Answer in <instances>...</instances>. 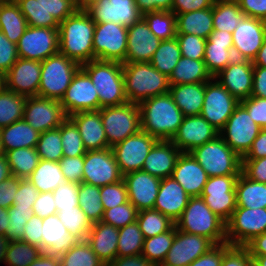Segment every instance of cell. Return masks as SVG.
<instances>
[{
    "label": "cell",
    "mask_w": 266,
    "mask_h": 266,
    "mask_svg": "<svg viewBox=\"0 0 266 266\" xmlns=\"http://www.w3.org/2000/svg\"><path fill=\"white\" fill-rule=\"evenodd\" d=\"M138 106L141 130L158 140H172L184 118L172 95L168 92L150 97Z\"/></svg>",
    "instance_id": "6da1fadb"
},
{
    "label": "cell",
    "mask_w": 266,
    "mask_h": 266,
    "mask_svg": "<svg viewBox=\"0 0 266 266\" xmlns=\"http://www.w3.org/2000/svg\"><path fill=\"white\" fill-rule=\"evenodd\" d=\"M94 30L88 13L77 10L59 24V52L80 65L94 60Z\"/></svg>",
    "instance_id": "7a4b0ae2"
},
{
    "label": "cell",
    "mask_w": 266,
    "mask_h": 266,
    "mask_svg": "<svg viewBox=\"0 0 266 266\" xmlns=\"http://www.w3.org/2000/svg\"><path fill=\"white\" fill-rule=\"evenodd\" d=\"M99 96V110L128 102L125 94L123 65L116 61L92 60L81 64Z\"/></svg>",
    "instance_id": "3957f363"
},
{
    "label": "cell",
    "mask_w": 266,
    "mask_h": 266,
    "mask_svg": "<svg viewBox=\"0 0 266 266\" xmlns=\"http://www.w3.org/2000/svg\"><path fill=\"white\" fill-rule=\"evenodd\" d=\"M125 94L128 102L142 101L169 92V78L150 62L122 63Z\"/></svg>",
    "instance_id": "277c9868"
},
{
    "label": "cell",
    "mask_w": 266,
    "mask_h": 266,
    "mask_svg": "<svg viewBox=\"0 0 266 266\" xmlns=\"http://www.w3.org/2000/svg\"><path fill=\"white\" fill-rule=\"evenodd\" d=\"M175 226L182 232L205 236L214 244L226 243V222L213 213L201 197L189 198Z\"/></svg>",
    "instance_id": "5b68a950"
},
{
    "label": "cell",
    "mask_w": 266,
    "mask_h": 266,
    "mask_svg": "<svg viewBox=\"0 0 266 266\" xmlns=\"http://www.w3.org/2000/svg\"><path fill=\"white\" fill-rule=\"evenodd\" d=\"M190 153L209 177L239 175L242 172V158L220 135L195 147Z\"/></svg>",
    "instance_id": "8992f818"
},
{
    "label": "cell",
    "mask_w": 266,
    "mask_h": 266,
    "mask_svg": "<svg viewBox=\"0 0 266 266\" xmlns=\"http://www.w3.org/2000/svg\"><path fill=\"white\" fill-rule=\"evenodd\" d=\"M80 67L79 63L60 52L41 61L38 96L60 101Z\"/></svg>",
    "instance_id": "52a82bcc"
},
{
    "label": "cell",
    "mask_w": 266,
    "mask_h": 266,
    "mask_svg": "<svg viewBox=\"0 0 266 266\" xmlns=\"http://www.w3.org/2000/svg\"><path fill=\"white\" fill-rule=\"evenodd\" d=\"M28 26L59 28L60 22L77 11L75 0H14Z\"/></svg>",
    "instance_id": "ba28073f"
},
{
    "label": "cell",
    "mask_w": 266,
    "mask_h": 266,
    "mask_svg": "<svg viewBox=\"0 0 266 266\" xmlns=\"http://www.w3.org/2000/svg\"><path fill=\"white\" fill-rule=\"evenodd\" d=\"M99 111L109 147L141 130L140 110L136 103L102 107Z\"/></svg>",
    "instance_id": "9c48e42d"
},
{
    "label": "cell",
    "mask_w": 266,
    "mask_h": 266,
    "mask_svg": "<svg viewBox=\"0 0 266 266\" xmlns=\"http://www.w3.org/2000/svg\"><path fill=\"white\" fill-rule=\"evenodd\" d=\"M266 232V208L236 207L226 222V243L245 246L255 236Z\"/></svg>",
    "instance_id": "30bf717a"
},
{
    "label": "cell",
    "mask_w": 266,
    "mask_h": 266,
    "mask_svg": "<svg viewBox=\"0 0 266 266\" xmlns=\"http://www.w3.org/2000/svg\"><path fill=\"white\" fill-rule=\"evenodd\" d=\"M261 129L251 119L247 110L239 104L229 117L224 128L219 132V135L234 152L243 158L250 150Z\"/></svg>",
    "instance_id": "8fae6325"
},
{
    "label": "cell",
    "mask_w": 266,
    "mask_h": 266,
    "mask_svg": "<svg viewBox=\"0 0 266 266\" xmlns=\"http://www.w3.org/2000/svg\"><path fill=\"white\" fill-rule=\"evenodd\" d=\"M128 28L114 22L95 23L94 60L123 63L127 51Z\"/></svg>",
    "instance_id": "7c38bea8"
},
{
    "label": "cell",
    "mask_w": 266,
    "mask_h": 266,
    "mask_svg": "<svg viewBox=\"0 0 266 266\" xmlns=\"http://www.w3.org/2000/svg\"><path fill=\"white\" fill-rule=\"evenodd\" d=\"M240 102L213 77L205 82V95L201 116L219 132Z\"/></svg>",
    "instance_id": "4fadbf2b"
},
{
    "label": "cell",
    "mask_w": 266,
    "mask_h": 266,
    "mask_svg": "<svg viewBox=\"0 0 266 266\" xmlns=\"http://www.w3.org/2000/svg\"><path fill=\"white\" fill-rule=\"evenodd\" d=\"M238 176L209 177L200 195L211 211L225 222L237 207L235 184Z\"/></svg>",
    "instance_id": "5bb4252c"
},
{
    "label": "cell",
    "mask_w": 266,
    "mask_h": 266,
    "mask_svg": "<svg viewBox=\"0 0 266 266\" xmlns=\"http://www.w3.org/2000/svg\"><path fill=\"white\" fill-rule=\"evenodd\" d=\"M18 57L44 61L59 52V28L28 26L17 43Z\"/></svg>",
    "instance_id": "9a60e30c"
},
{
    "label": "cell",
    "mask_w": 266,
    "mask_h": 266,
    "mask_svg": "<svg viewBox=\"0 0 266 266\" xmlns=\"http://www.w3.org/2000/svg\"><path fill=\"white\" fill-rule=\"evenodd\" d=\"M157 138L140 130L111 147L121 174L140 171Z\"/></svg>",
    "instance_id": "2e32d148"
},
{
    "label": "cell",
    "mask_w": 266,
    "mask_h": 266,
    "mask_svg": "<svg viewBox=\"0 0 266 266\" xmlns=\"http://www.w3.org/2000/svg\"><path fill=\"white\" fill-rule=\"evenodd\" d=\"M123 179L111 147L87 151L84 155L83 183L103 187Z\"/></svg>",
    "instance_id": "e0dca14e"
},
{
    "label": "cell",
    "mask_w": 266,
    "mask_h": 266,
    "mask_svg": "<svg viewBox=\"0 0 266 266\" xmlns=\"http://www.w3.org/2000/svg\"><path fill=\"white\" fill-rule=\"evenodd\" d=\"M67 118L59 100L40 96L26 99L23 119L40 134L58 128Z\"/></svg>",
    "instance_id": "ac0fdd59"
},
{
    "label": "cell",
    "mask_w": 266,
    "mask_h": 266,
    "mask_svg": "<svg viewBox=\"0 0 266 266\" xmlns=\"http://www.w3.org/2000/svg\"><path fill=\"white\" fill-rule=\"evenodd\" d=\"M69 117L83 111L99 110V96L89 75L80 67L60 100Z\"/></svg>",
    "instance_id": "d6986e66"
},
{
    "label": "cell",
    "mask_w": 266,
    "mask_h": 266,
    "mask_svg": "<svg viewBox=\"0 0 266 266\" xmlns=\"http://www.w3.org/2000/svg\"><path fill=\"white\" fill-rule=\"evenodd\" d=\"M215 244L205 236L176 229L172 246L159 266H189Z\"/></svg>",
    "instance_id": "ffe728a7"
},
{
    "label": "cell",
    "mask_w": 266,
    "mask_h": 266,
    "mask_svg": "<svg viewBox=\"0 0 266 266\" xmlns=\"http://www.w3.org/2000/svg\"><path fill=\"white\" fill-rule=\"evenodd\" d=\"M265 38L266 21L245 16L232 33L236 59L253 61Z\"/></svg>",
    "instance_id": "44dd1931"
},
{
    "label": "cell",
    "mask_w": 266,
    "mask_h": 266,
    "mask_svg": "<svg viewBox=\"0 0 266 266\" xmlns=\"http://www.w3.org/2000/svg\"><path fill=\"white\" fill-rule=\"evenodd\" d=\"M86 12L95 23L114 22L126 28L142 18L135 0H100Z\"/></svg>",
    "instance_id": "7402d4cb"
},
{
    "label": "cell",
    "mask_w": 266,
    "mask_h": 266,
    "mask_svg": "<svg viewBox=\"0 0 266 266\" xmlns=\"http://www.w3.org/2000/svg\"><path fill=\"white\" fill-rule=\"evenodd\" d=\"M253 71L252 61L235 59L215 78L234 98L241 102L251 96Z\"/></svg>",
    "instance_id": "603a6c76"
},
{
    "label": "cell",
    "mask_w": 266,
    "mask_h": 266,
    "mask_svg": "<svg viewBox=\"0 0 266 266\" xmlns=\"http://www.w3.org/2000/svg\"><path fill=\"white\" fill-rule=\"evenodd\" d=\"M219 131L201 115L184 116L172 143L181 152H191L195 147L215 139Z\"/></svg>",
    "instance_id": "cb8c5ba5"
},
{
    "label": "cell",
    "mask_w": 266,
    "mask_h": 266,
    "mask_svg": "<svg viewBox=\"0 0 266 266\" xmlns=\"http://www.w3.org/2000/svg\"><path fill=\"white\" fill-rule=\"evenodd\" d=\"M123 180L127 186L128 201L138 212L154 208L161 178L140 170L125 174Z\"/></svg>",
    "instance_id": "d4e9b609"
},
{
    "label": "cell",
    "mask_w": 266,
    "mask_h": 266,
    "mask_svg": "<svg viewBox=\"0 0 266 266\" xmlns=\"http://www.w3.org/2000/svg\"><path fill=\"white\" fill-rule=\"evenodd\" d=\"M41 62L18 58L6 73V88L26 97L38 96Z\"/></svg>",
    "instance_id": "484cf974"
},
{
    "label": "cell",
    "mask_w": 266,
    "mask_h": 266,
    "mask_svg": "<svg viewBox=\"0 0 266 266\" xmlns=\"http://www.w3.org/2000/svg\"><path fill=\"white\" fill-rule=\"evenodd\" d=\"M161 40L149 29L143 18L128 28L127 51L123 63L150 62Z\"/></svg>",
    "instance_id": "4316f807"
},
{
    "label": "cell",
    "mask_w": 266,
    "mask_h": 266,
    "mask_svg": "<svg viewBox=\"0 0 266 266\" xmlns=\"http://www.w3.org/2000/svg\"><path fill=\"white\" fill-rule=\"evenodd\" d=\"M172 177L190 197H200L209 178L190 152H181L173 169Z\"/></svg>",
    "instance_id": "83f0119b"
},
{
    "label": "cell",
    "mask_w": 266,
    "mask_h": 266,
    "mask_svg": "<svg viewBox=\"0 0 266 266\" xmlns=\"http://www.w3.org/2000/svg\"><path fill=\"white\" fill-rule=\"evenodd\" d=\"M189 198L184 188L172 176L163 178L153 209L176 222L186 208Z\"/></svg>",
    "instance_id": "f1b7e54d"
},
{
    "label": "cell",
    "mask_w": 266,
    "mask_h": 266,
    "mask_svg": "<svg viewBox=\"0 0 266 266\" xmlns=\"http://www.w3.org/2000/svg\"><path fill=\"white\" fill-rule=\"evenodd\" d=\"M78 241L67 231L57 214L42 219L41 250L43 252L60 258Z\"/></svg>",
    "instance_id": "f546056e"
},
{
    "label": "cell",
    "mask_w": 266,
    "mask_h": 266,
    "mask_svg": "<svg viewBox=\"0 0 266 266\" xmlns=\"http://www.w3.org/2000/svg\"><path fill=\"white\" fill-rule=\"evenodd\" d=\"M77 126L87 151L109 148L100 111H83L69 116Z\"/></svg>",
    "instance_id": "4dcf8cb0"
},
{
    "label": "cell",
    "mask_w": 266,
    "mask_h": 266,
    "mask_svg": "<svg viewBox=\"0 0 266 266\" xmlns=\"http://www.w3.org/2000/svg\"><path fill=\"white\" fill-rule=\"evenodd\" d=\"M180 154L171 140H158L146 157L142 171L161 179L171 177Z\"/></svg>",
    "instance_id": "1f68e13d"
},
{
    "label": "cell",
    "mask_w": 266,
    "mask_h": 266,
    "mask_svg": "<svg viewBox=\"0 0 266 266\" xmlns=\"http://www.w3.org/2000/svg\"><path fill=\"white\" fill-rule=\"evenodd\" d=\"M118 236V228L100 221L92 225L86 241L106 265L117 257Z\"/></svg>",
    "instance_id": "d6a6232c"
},
{
    "label": "cell",
    "mask_w": 266,
    "mask_h": 266,
    "mask_svg": "<svg viewBox=\"0 0 266 266\" xmlns=\"http://www.w3.org/2000/svg\"><path fill=\"white\" fill-rule=\"evenodd\" d=\"M169 93L184 116L201 114L205 95V82L171 85Z\"/></svg>",
    "instance_id": "836d02e7"
},
{
    "label": "cell",
    "mask_w": 266,
    "mask_h": 266,
    "mask_svg": "<svg viewBox=\"0 0 266 266\" xmlns=\"http://www.w3.org/2000/svg\"><path fill=\"white\" fill-rule=\"evenodd\" d=\"M4 153L18 148H36L40 133L24 119L0 128Z\"/></svg>",
    "instance_id": "e575fe53"
},
{
    "label": "cell",
    "mask_w": 266,
    "mask_h": 266,
    "mask_svg": "<svg viewBox=\"0 0 266 266\" xmlns=\"http://www.w3.org/2000/svg\"><path fill=\"white\" fill-rule=\"evenodd\" d=\"M213 30V7L176 15V34H193L207 39Z\"/></svg>",
    "instance_id": "d590c367"
},
{
    "label": "cell",
    "mask_w": 266,
    "mask_h": 266,
    "mask_svg": "<svg viewBox=\"0 0 266 266\" xmlns=\"http://www.w3.org/2000/svg\"><path fill=\"white\" fill-rule=\"evenodd\" d=\"M235 193L237 207L266 208V183L250 180L241 172L235 184Z\"/></svg>",
    "instance_id": "8d00e7d4"
},
{
    "label": "cell",
    "mask_w": 266,
    "mask_h": 266,
    "mask_svg": "<svg viewBox=\"0 0 266 266\" xmlns=\"http://www.w3.org/2000/svg\"><path fill=\"white\" fill-rule=\"evenodd\" d=\"M212 78L204 60H194L182 56L169 77V85L208 82Z\"/></svg>",
    "instance_id": "74e56055"
},
{
    "label": "cell",
    "mask_w": 266,
    "mask_h": 266,
    "mask_svg": "<svg viewBox=\"0 0 266 266\" xmlns=\"http://www.w3.org/2000/svg\"><path fill=\"white\" fill-rule=\"evenodd\" d=\"M27 27L26 18L14 0L0 4V30L11 42L17 44Z\"/></svg>",
    "instance_id": "f35d334b"
},
{
    "label": "cell",
    "mask_w": 266,
    "mask_h": 266,
    "mask_svg": "<svg viewBox=\"0 0 266 266\" xmlns=\"http://www.w3.org/2000/svg\"><path fill=\"white\" fill-rule=\"evenodd\" d=\"M27 179L39 192H52L66 182L60 163L43 159Z\"/></svg>",
    "instance_id": "ab89813d"
},
{
    "label": "cell",
    "mask_w": 266,
    "mask_h": 266,
    "mask_svg": "<svg viewBox=\"0 0 266 266\" xmlns=\"http://www.w3.org/2000/svg\"><path fill=\"white\" fill-rule=\"evenodd\" d=\"M245 16L236 0H215L213 28L233 33Z\"/></svg>",
    "instance_id": "60d3db41"
},
{
    "label": "cell",
    "mask_w": 266,
    "mask_h": 266,
    "mask_svg": "<svg viewBox=\"0 0 266 266\" xmlns=\"http://www.w3.org/2000/svg\"><path fill=\"white\" fill-rule=\"evenodd\" d=\"M12 175L27 179L38 166L40 157L36 148H18L5 153Z\"/></svg>",
    "instance_id": "b9f144b4"
},
{
    "label": "cell",
    "mask_w": 266,
    "mask_h": 266,
    "mask_svg": "<svg viewBox=\"0 0 266 266\" xmlns=\"http://www.w3.org/2000/svg\"><path fill=\"white\" fill-rule=\"evenodd\" d=\"M182 57L177 38L162 40L153 54L150 63L160 73L168 78L172 74L174 67Z\"/></svg>",
    "instance_id": "7bdbcfd3"
},
{
    "label": "cell",
    "mask_w": 266,
    "mask_h": 266,
    "mask_svg": "<svg viewBox=\"0 0 266 266\" xmlns=\"http://www.w3.org/2000/svg\"><path fill=\"white\" fill-rule=\"evenodd\" d=\"M27 97L7 88L0 93V128L23 119Z\"/></svg>",
    "instance_id": "ee69618b"
},
{
    "label": "cell",
    "mask_w": 266,
    "mask_h": 266,
    "mask_svg": "<svg viewBox=\"0 0 266 266\" xmlns=\"http://www.w3.org/2000/svg\"><path fill=\"white\" fill-rule=\"evenodd\" d=\"M176 229V226H174L169 231L150 238H145L141 254L156 266L161 265L172 246Z\"/></svg>",
    "instance_id": "f6af8a7d"
},
{
    "label": "cell",
    "mask_w": 266,
    "mask_h": 266,
    "mask_svg": "<svg viewBox=\"0 0 266 266\" xmlns=\"http://www.w3.org/2000/svg\"><path fill=\"white\" fill-rule=\"evenodd\" d=\"M236 59L233 45L205 43L204 63L212 77L219 74L229 63Z\"/></svg>",
    "instance_id": "bcb514c9"
},
{
    "label": "cell",
    "mask_w": 266,
    "mask_h": 266,
    "mask_svg": "<svg viewBox=\"0 0 266 266\" xmlns=\"http://www.w3.org/2000/svg\"><path fill=\"white\" fill-rule=\"evenodd\" d=\"M142 18L151 32L161 41L176 37V15L172 11H153L144 13Z\"/></svg>",
    "instance_id": "7dc6e473"
},
{
    "label": "cell",
    "mask_w": 266,
    "mask_h": 266,
    "mask_svg": "<svg viewBox=\"0 0 266 266\" xmlns=\"http://www.w3.org/2000/svg\"><path fill=\"white\" fill-rule=\"evenodd\" d=\"M136 221L144 239L169 231L175 226V222L155 209L139 211Z\"/></svg>",
    "instance_id": "c3c4849f"
},
{
    "label": "cell",
    "mask_w": 266,
    "mask_h": 266,
    "mask_svg": "<svg viewBox=\"0 0 266 266\" xmlns=\"http://www.w3.org/2000/svg\"><path fill=\"white\" fill-rule=\"evenodd\" d=\"M144 237L137 221L119 228L117 256L138 255L143 250Z\"/></svg>",
    "instance_id": "681fc988"
},
{
    "label": "cell",
    "mask_w": 266,
    "mask_h": 266,
    "mask_svg": "<svg viewBox=\"0 0 266 266\" xmlns=\"http://www.w3.org/2000/svg\"><path fill=\"white\" fill-rule=\"evenodd\" d=\"M78 202L81 210L87 215L92 224L100 222L104 209L100 196V187L86 183L79 184Z\"/></svg>",
    "instance_id": "f907efd6"
},
{
    "label": "cell",
    "mask_w": 266,
    "mask_h": 266,
    "mask_svg": "<svg viewBox=\"0 0 266 266\" xmlns=\"http://www.w3.org/2000/svg\"><path fill=\"white\" fill-rule=\"evenodd\" d=\"M57 215L71 235L78 240H86L93 224L80 206H76L74 209H60Z\"/></svg>",
    "instance_id": "816d5d0a"
},
{
    "label": "cell",
    "mask_w": 266,
    "mask_h": 266,
    "mask_svg": "<svg viewBox=\"0 0 266 266\" xmlns=\"http://www.w3.org/2000/svg\"><path fill=\"white\" fill-rule=\"evenodd\" d=\"M61 266H106L86 240H79L61 257Z\"/></svg>",
    "instance_id": "f5cc1de1"
},
{
    "label": "cell",
    "mask_w": 266,
    "mask_h": 266,
    "mask_svg": "<svg viewBox=\"0 0 266 266\" xmlns=\"http://www.w3.org/2000/svg\"><path fill=\"white\" fill-rule=\"evenodd\" d=\"M36 149L40 159L59 162L64 156L61 142V125L58 128L42 132L39 135Z\"/></svg>",
    "instance_id": "db71d44e"
},
{
    "label": "cell",
    "mask_w": 266,
    "mask_h": 266,
    "mask_svg": "<svg viewBox=\"0 0 266 266\" xmlns=\"http://www.w3.org/2000/svg\"><path fill=\"white\" fill-rule=\"evenodd\" d=\"M42 250L32 244H28L21 240L10 241L4 264L8 266H28L41 254Z\"/></svg>",
    "instance_id": "11a10c76"
},
{
    "label": "cell",
    "mask_w": 266,
    "mask_h": 266,
    "mask_svg": "<svg viewBox=\"0 0 266 266\" xmlns=\"http://www.w3.org/2000/svg\"><path fill=\"white\" fill-rule=\"evenodd\" d=\"M61 142L64 156L77 157L87 152L77 126L69 117L61 124Z\"/></svg>",
    "instance_id": "9f6ffc18"
},
{
    "label": "cell",
    "mask_w": 266,
    "mask_h": 266,
    "mask_svg": "<svg viewBox=\"0 0 266 266\" xmlns=\"http://www.w3.org/2000/svg\"><path fill=\"white\" fill-rule=\"evenodd\" d=\"M137 214V209L128 201L127 203L104 210L101 222L119 229L135 222L137 220Z\"/></svg>",
    "instance_id": "6f0895ef"
},
{
    "label": "cell",
    "mask_w": 266,
    "mask_h": 266,
    "mask_svg": "<svg viewBox=\"0 0 266 266\" xmlns=\"http://www.w3.org/2000/svg\"><path fill=\"white\" fill-rule=\"evenodd\" d=\"M34 215L33 209L28 208H13L8 209L9 226L5 236L10 241L22 240L24 234V226L29 218Z\"/></svg>",
    "instance_id": "680465c9"
},
{
    "label": "cell",
    "mask_w": 266,
    "mask_h": 266,
    "mask_svg": "<svg viewBox=\"0 0 266 266\" xmlns=\"http://www.w3.org/2000/svg\"><path fill=\"white\" fill-rule=\"evenodd\" d=\"M57 212L60 209H74L79 206V184L66 181L52 191Z\"/></svg>",
    "instance_id": "91938a15"
},
{
    "label": "cell",
    "mask_w": 266,
    "mask_h": 266,
    "mask_svg": "<svg viewBox=\"0 0 266 266\" xmlns=\"http://www.w3.org/2000/svg\"><path fill=\"white\" fill-rule=\"evenodd\" d=\"M100 196L103 209H111L128 202L127 186L122 179L113 184L100 187Z\"/></svg>",
    "instance_id": "94428289"
},
{
    "label": "cell",
    "mask_w": 266,
    "mask_h": 266,
    "mask_svg": "<svg viewBox=\"0 0 266 266\" xmlns=\"http://www.w3.org/2000/svg\"><path fill=\"white\" fill-rule=\"evenodd\" d=\"M181 55L194 60H204L207 39L193 34H176Z\"/></svg>",
    "instance_id": "6125c7cd"
},
{
    "label": "cell",
    "mask_w": 266,
    "mask_h": 266,
    "mask_svg": "<svg viewBox=\"0 0 266 266\" xmlns=\"http://www.w3.org/2000/svg\"><path fill=\"white\" fill-rule=\"evenodd\" d=\"M220 266H253V259L245 246L224 243V255Z\"/></svg>",
    "instance_id": "be15d7a7"
},
{
    "label": "cell",
    "mask_w": 266,
    "mask_h": 266,
    "mask_svg": "<svg viewBox=\"0 0 266 266\" xmlns=\"http://www.w3.org/2000/svg\"><path fill=\"white\" fill-rule=\"evenodd\" d=\"M59 163L66 181L78 184L83 182L84 155L77 157L63 156Z\"/></svg>",
    "instance_id": "e7e4bbea"
},
{
    "label": "cell",
    "mask_w": 266,
    "mask_h": 266,
    "mask_svg": "<svg viewBox=\"0 0 266 266\" xmlns=\"http://www.w3.org/2000/svg\"><path fill=\"white\" fill-rule=\"evenodd\" d=\"M39 191L28 179L19 178V187L14 197L13 208L33 209Z\"/></svg>",
    "instance_id": "03108f58"
},
{
    "label": "cell",
    "mask_w": 266,
    "mask_h": 266,
    "mask_svg": "<svg viewBox=\"0 0 266 266\" xmlns=\"http://www.w3.org/2000/svg\"><path fill=\"white\" fill-rule=\"evenodd\" d=\"M240 104L247 110L251 119L257 125L262 129H266V98L250 96L241 101Z\"/></svg>",
    "instance_id": "003e7915"
},
{
    "label": "cell",
    "mask_w": 266,
    "mask_h": 266,
    "mask_svg": "<svg viewBox=\"0 0 266 266\" xmlns=\"http://www.w3.org/2000/svg\"><path fill=\"white\" fill-rule=\"evenodd\" d=\"M18 58L17 44L0 30V71L7 73Z\"/></svg>",
    "instance_id": "a7ac6f4b"
},
{
    "label": "cell",
    "mask_w": 266,
    "mask_h": 266,
    "mask_svg": "<svg viewBox=\"0 0 266 266\" xmlns=\"http://www.w3.org/2000/svg\"><path fill=\"white\" fill-rule=\"evenodd\" d=\"M242 173L250 180L266 183V157L242 159Z\"/></svg>",
    "instance_id": "89a4df30"
},
{
    "label": "cell",
    "mask_w": 266,
    "mask_h": 266,
    "mask_svg": "<svg viewBox=\"0 0 266 266\" xmlns=\"http://www.w3.org/2000/svg\"><path fill=\"white\" fill-rule=\"evenodd\" d=\"M23 242L36 245L41 249L42 242V218L32 215L24 226Z\"/></svg>",
    "instance_id": "2644e50d"
},
{
    "label": "cell",
    "mask_w": 266,
    "mask_h": 266,
    "mask_svg": "<svg viewBox=\"0 0 266 266\" xmlns=\"http://www.w3.org/2000/svg\"><path fill=\"white\" fill-rule=\"evenodd\" d=\"M34 215L45 218L57 214V209L52 192H39L33 204Z\"/></svg>",
    "instance_id": "8c879c8a"
},
{
    "label": "cell",
    "mask_w": 266,
    "mask_h": 266,
    "mask_svg": "<svg viewBox=\"0 0 266 266\" xmlns=\"http://www.w3.org/2000/svg\"><path fill=\"white\" fill-rule=\"evenodd\" d=\"M19 187V178L11 176L0 182V207L9 209L14 204V197Z\"/></svg>",
    "instance_id": "753ad0ef"
},
{
    "label": "cell",
    "mask_w": 266,
    "mask_h": 266,
    "mask_svg": "<svg viewBox=\"0 0 266 266\" xmlns=\"http://www.w3.org/2000/svg\"><path fill=\"white\" fill-rule=\"evenodd\" d=\"M215 0H173L171 11L183 14L213 7Z\"/></svg>",
    "instance_id": "34e18365"
},
{
    "label": "cell",
    "mask_w": 266,
    "mask_h": 266,
    "mask_svg": "<svg viewBox=\"0 0 266 266\" xmlns=\"http://www.w3.org/2000/svg\"><path fill=\"white\" fill-rule=\"evenodd\" d=\"M224 255V243L215 244L189 266H220Z\"/></svg>",
    "instance_id": "11e5206c"
},
{
    "label": "cell",
    "mask_w": 266,
    "mask_h": 266,
    "mask_svg": "<svg viewBox=\"0 0 266 266\" xmlns=\"http://www.w3.org/2000/svg\"><path fill=\"white\" fill-rule=\"evenodd\" d=\"M246 16L266 21V0H236Z\"/></svg>",
    "instance_id": "2a66077c"
},
{
    "label": "cell",
    "mask_w": 266,
    "mask_h": 266,
    "mask_svg": "<svg viewBox=\"0 0 266 266\" xmlns=\"http://www.w3.org/2000/svg\"><path fill=\"white\" fill-rule=\"evenodd\" d=\"M138 10L144 13L153 11H171L173 0H135Z\"/></svg>",
    "instance_id": "b9fcfbb0"
},
{
    "label": "cell",
    "mask_w": 266,
    "mask_h": 266,
    "mask_svg": "<svg viewBox=\"0 0 266 266\" xmlns=\"http://www.w3.org/2000/svg\"><path fill=\"white\" fill-rule=\"evenodd\" d=\"M251 96L266 98V67L254 66Z\"/></svg>",
    "instance_id": "09005b40"
},
{
    "label": "cell",
    "mask_w": 266,
    "mask_h": 266,
    "mask_svg": "<svg viewBox=\"0 0 266 266\" xmlns=\"http://www.w3.org/2000/svg\"><path fill=\"white\" fill-rule=\"evenodd\" d=\"M266 157V129H261L253 141L250 150L242 159H259Z\"/></svg>",
    "instance_id": "979ff035"
},
{
    "label": "cell",
    "mask_w": 266,
    "mask_h": 266,
    "mask_svg": "<svg viewBox=\"0 0 266 266\" xmlns=\"http://www.w3.org/2000/svg\"><path fill=\"white\" fill-rule=\"evenodd\" d=\"M106 266H156L154 263L145 258L142 254L116 257L113 261L106 264Z\"/></svg>",
    "instance_id": "deb4b68c"
},
{
    "label": "cell",
    "mask_w": 266,
    "mask_h": 266,
    "mask_svg": "<svg viewBox=\"0 0 266 266\" xmlns=\"http://www.w3.org/2000/svg\"><path fill=\"white\" fill-rule=\"evenodd\" d=\"M245 247L250 255H266V232L255 236Z\"/></svg>",
    "instance_id": "67dfc351"
},
{
    "label": "cell",
    "mask_w": 266,
    "mask_h": 266,
    "mask_svg": "<svg viewBox=\"0 0 266 266\" xmlns=\"http://www.w3.org/2000/svg\"><path fill=\"white\" fill-rule=\"evenodd\" d=\"M207 40L212 44L233 45L232 33L213 30Z\"/></svg>",
    "instance_id": "b62a3aed"
},
{
    "label": "cell",
    "mask_w": 266,
    "mask_h": 266,
    "mask_svg": "<svg viewBox=\"0 0 266 266\" xmlns=\"http://www.w3.org/2000/svg\"><path fill=\"white\" fill-rule=\"evenodd\" d=\"M28 266H61V261L59 257L52 256L47 252H42V254Z\"/></svg>",
    "instance_id": "603ad722"
},
{
    "label": "cell",
    "mask_w": 266,
    "mask_h": 266,
    "mask_svg": "<svg viewBox=\"0 0 266 266\" xmlns=\"http://www.w3.org/2000/svg\"><path fill=\"white\" fill-rule=\"evenodd\" d=\"M13 176L6 155L0 157V182Z\"/></svg>",
    "instance_id": "5803f987"
}]
</instances>
